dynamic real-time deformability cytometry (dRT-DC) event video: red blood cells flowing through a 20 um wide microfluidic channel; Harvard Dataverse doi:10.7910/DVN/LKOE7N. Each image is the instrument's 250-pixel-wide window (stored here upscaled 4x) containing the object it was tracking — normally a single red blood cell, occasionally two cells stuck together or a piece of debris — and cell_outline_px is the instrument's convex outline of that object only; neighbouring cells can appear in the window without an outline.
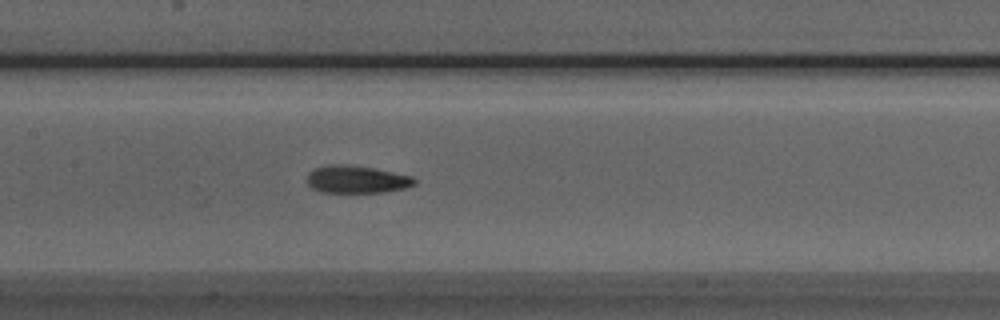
{"species": "Egyptian fruit bat (a non-hibernating species)", "species_latin": "Rousettus aegyptiacus", "temperature_condition": "room temperature", "stored_images_in_passage": 36, "camera_frame_rate_fps": 3000, "um_per_image_px": 0.085, "animal": {"sex": "male"}, "frame": {"image": 1, "passage_image": 9, "time_ms": 2.667, "image_size_px": [1000, 320], "cell_outline_px": [[416, 184], [404, 188], [384, 192], [320, 192], [312, 188], [304, 180], [308, 172], [312, 168], [328, 164], [348, 164], [372, 168], [412, 176], [416, 180]], "centroid_in_image_um": [30.23, 15.24], "position_along_channel_um": 177.2, "area_um2": 17.46}}
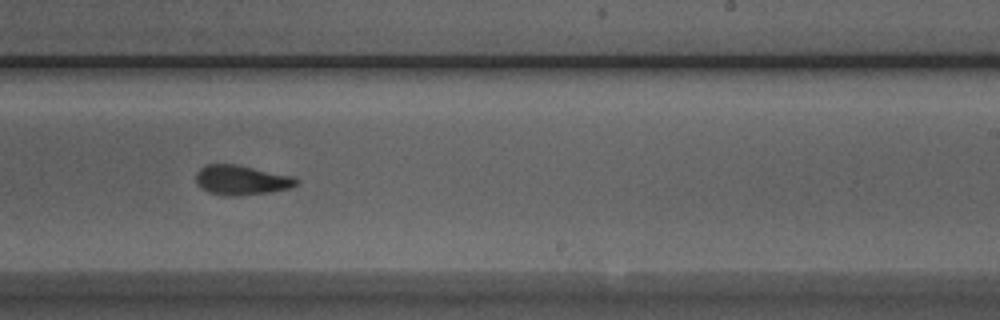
{"frame": {"image": 2, "passage_image": 16, "time_ms": 5.0, "image_size_px": [1000, 320], "cell_outline_px": [[300, 180], [292, 188], [272, 192], [236, 196], [224, 196], [208, 192], [200, 188], [196, 180], [196, 172], [200, 168], [208, 164], [236, 164], [292, 176]], "centroid_in_image_um": [20.52, 15.32], "position_along_channel_um": 268.5, "area_um2": 17.51}}
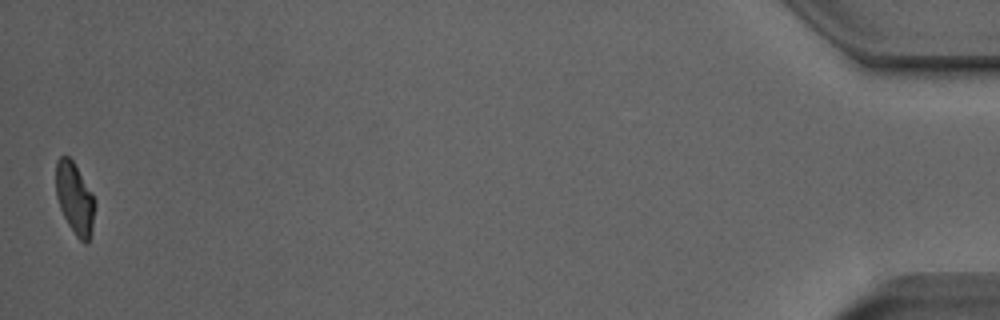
{"frame": {"image": 3, "passage_image": 36, "time_ms": 11.667, "image_size_px": [1000, 320], "cell_outline_px": [[96, 204], [92, 232], [88, 244], [84, 244], [76, 236], [68, 224], [60, 208], [56, 196], [56, 160], [60, 156], [68, 156], [72, 160], [92, 192], [96, 200]], "centroid_in_image_um": [6.38, 16.9], "position_along_channel_um": 428.8, "area_um2": 16.47}}